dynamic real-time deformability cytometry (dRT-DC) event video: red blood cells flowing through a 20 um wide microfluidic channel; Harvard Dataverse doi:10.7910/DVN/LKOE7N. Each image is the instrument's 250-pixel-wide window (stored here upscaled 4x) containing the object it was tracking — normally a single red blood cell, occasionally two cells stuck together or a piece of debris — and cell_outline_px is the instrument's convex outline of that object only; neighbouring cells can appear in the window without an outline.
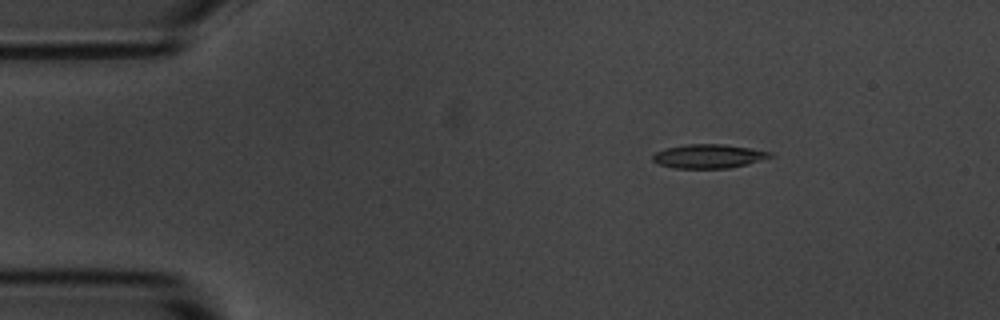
{"species": "common noctule bat (a hibernating species)", "species_latin": "Nyctalus noctula", "temperature_condition": "room temperature", "stored_images_in_passage": 3, "camera_frame_rate_fps": 3000, "um_per_image_px": 0.085, "animal": {"sex": "male", "body_mass_g": 20.1, "forearm_length_mm": 53.5}, "frame": {"image": 1, "passage_image": 1, "time_ms": 0.0, "image_size_px": [1000, 320], "cell_outline_px": [[776, 156], [748, 164], [728, 168], [672, 168], [656, 164], [652, 160], [652, 156], [656, 152], [664, 148], [688, 144], [724, 144], [772, 152]], "centroid_in_image_um": [60.22, 13.28], "position_along_channel_um": 24.8, "area_um2": 16.53}}